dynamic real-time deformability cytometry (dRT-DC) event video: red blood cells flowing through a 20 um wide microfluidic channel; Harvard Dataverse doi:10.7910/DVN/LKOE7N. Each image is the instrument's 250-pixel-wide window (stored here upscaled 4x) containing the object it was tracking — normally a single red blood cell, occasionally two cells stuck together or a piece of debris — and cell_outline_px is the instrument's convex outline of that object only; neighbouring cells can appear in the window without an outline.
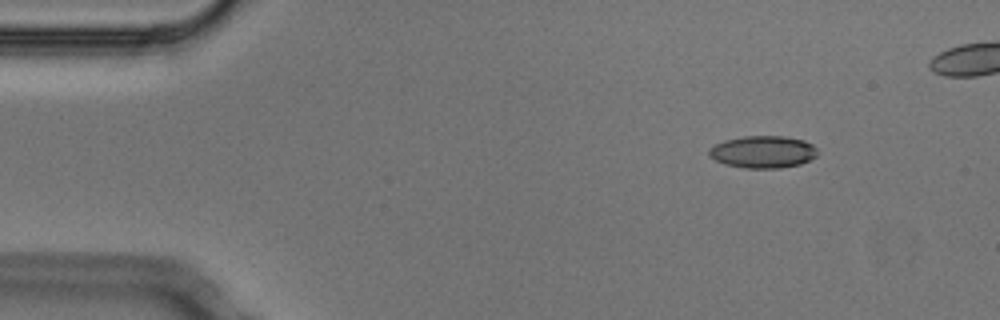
{"species": "Egyptian fruit bat (a non-hibernating species)", "species_latin": "Rousettus aegyptiacus", "temperature_condition": "cold", "stored_images_in_passage": 4, "camera_frame_rate_fps": 3000, "um_per_image_px": 0.085, "animal": {"sex": "male"}, "frame": {"image": 1, "passage_image": 1, "time_ms": 0.0, "image_size_px": [1000, 320], "cell_outline_px": [[816, 156], [800, 164], [780, 168], [744, 168], [724, 164], [708, 156], [708, 148], [724, 140], [744, 136], [784, 136], [804, 140], [812, 144], [816, 148]], "centroid_in_image_um": [64.82, 12.91], "position_along_channel_um": 20.2, "area_um2": 20.4}}